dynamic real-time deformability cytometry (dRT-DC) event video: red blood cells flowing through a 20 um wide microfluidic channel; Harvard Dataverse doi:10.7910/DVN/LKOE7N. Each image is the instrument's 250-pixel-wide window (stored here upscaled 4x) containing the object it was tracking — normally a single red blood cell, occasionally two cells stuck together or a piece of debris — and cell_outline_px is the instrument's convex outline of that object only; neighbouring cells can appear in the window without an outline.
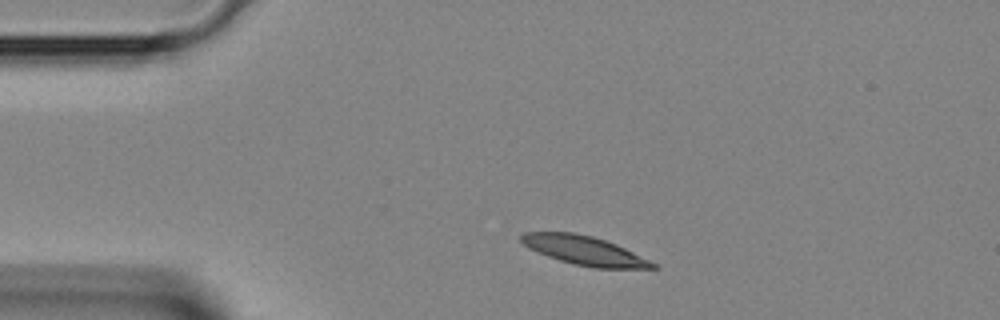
{"species": "Egyptian fruit bat (a non-hibernating species)", "species_latin": "Rousettus aegyptiacus", "temperature_condition": "room temperature", "stored_images_in_passage": 2, "camera_frame_rate_fps": 3000, "um_per_image_px": 0.085, "animal": {"sex": "female"}, "frame": {"image": 1, "passage_image": 1, "time_ms": 0.0, "image_size_px": [1000, 320], "cell_outline_px": [[660, 268], [596, 268], [572, 264], [548, 256], [528, 248], [520, 240], [520, 236], [524, 232], [572, 232], [592, 236], [616, 244], [660, 264]], "centroid_in_image_um": [49.71, 21.3], "position_along_channel_um": 35.3, "area_um2": 22.25}}